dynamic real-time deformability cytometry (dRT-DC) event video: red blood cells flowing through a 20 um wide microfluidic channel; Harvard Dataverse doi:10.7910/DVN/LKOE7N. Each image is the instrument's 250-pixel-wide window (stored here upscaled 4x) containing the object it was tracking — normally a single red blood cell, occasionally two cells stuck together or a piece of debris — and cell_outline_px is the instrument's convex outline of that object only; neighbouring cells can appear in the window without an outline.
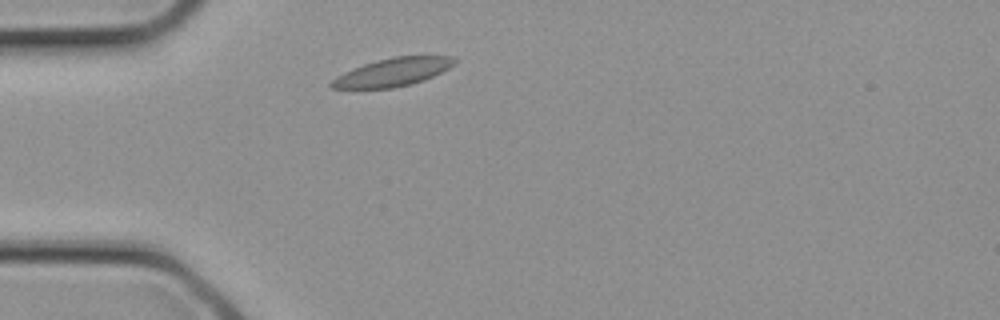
{"species": "common noctule bat (a hibernating species)", "species_latin": "Nyctalus noctula", "temperature_condition": "cold", "stored_images_in_passage": 1, "camera_frame_rate_fps": 3000, "um_per_image_px": 0.085, "animal": {"sex": "female", "body_mass_g": 21.9}, "frame": {"image": 1, "passage_image": 1, "time_ms": 0.0, "image_size_px": [1000, 320], "cell_outline_px": [[460, 60], [456, 64], [424, 80], [412, 84], [392, 88], [332, 88], [328, 84], [336, 76], [352, 68], [376, 60], [392, 56], [452, 56]], "centroid_in_image_um": [33.4, 6.12], "position_along_channel_um": 51.6, "area_um2": 20.23}}